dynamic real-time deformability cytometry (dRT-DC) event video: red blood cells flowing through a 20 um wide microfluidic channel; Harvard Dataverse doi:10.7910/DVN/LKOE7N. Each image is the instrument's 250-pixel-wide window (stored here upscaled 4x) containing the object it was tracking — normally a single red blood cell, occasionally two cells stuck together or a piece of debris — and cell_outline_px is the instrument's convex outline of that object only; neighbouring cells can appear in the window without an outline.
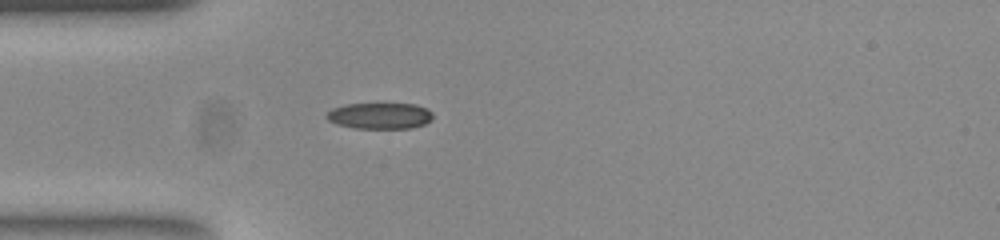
{"species": "common noctule bat (a hibernating species)", "species_latin": "Nyctalus noctula", "temperature_condition": "room temperature", "stored_images_in_passage": 39, "camera_frame_rate_fps": 3000, "um_per_image_px": 0.085, "animal": {"sex": "female", "body_mass_g": 23.0, "forearm_length_mm": 53.4}, "frame": {"image": 1, "passage_image": 1, "time_ms": 0.0, "image_size_px": [1000, 240], "cell_outline_px": [[432, 120], [424, 124], [412, 128], [356, 128], [336, 124], [328, 120], [324, 116], [332, 108], [348, 104], [416, 104], [428, 108], [432, 112]], "centroid_in_image_um": [32.3, 9.84], "position_along_channel_um": 52.7, "area_um2": 16.24}}
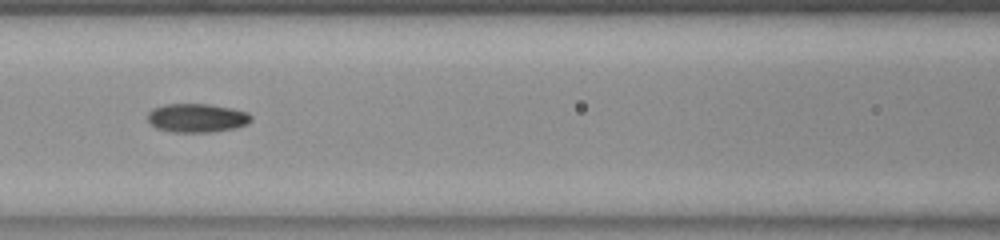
{"frame": {"image": 2, "passage_image": 9, "time_ms": 2.667, "image_size_px": [1000, 240], "cell_outline_px": [[252, 120], [248, 124], [232, 128], [212, 132], [172, 132], [156, 128], [148, 120], [148, 112], [152, 108], [164, 104], [208, 104], [232, 108], [248, 112], [252, 116]], "centroid_in_image_um": [16.74, 10.02], "position_along_channel_um": 149.9, "area_um2": 17.4}}
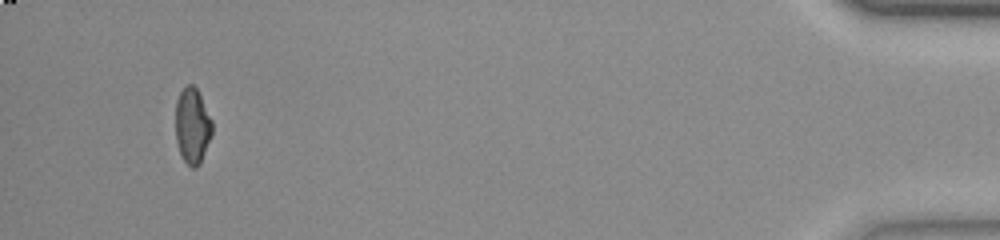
{"frame": {"image": 3, "passage_image": 36, "time_ms": 11.667, "image_size_px": [1000, 240], "cell_outline_px": [[212, 136], [200, 164], [196, 168], [192, 168], [184, 160], [180, 152], [176, 140], [176, 100], [180, 92], [188, 84], [192, 84], [196, 88], [212, 120]], "centroid_in_image_um": [16.36, 10.71], "position_along_channel_um": 418.8, "area_um2": 16.07}, "authors_computed_cell_mechanics": {"area_um2": 16.6464, "velocity_mm_per_s": 3.8814, "shape_relaxation_time_tau1_ms": null, "shape_relaxation_time_tau2_ms": 2.3383, "deformation_change_tau1": null, "deformation_change_tau2": 0.076}}